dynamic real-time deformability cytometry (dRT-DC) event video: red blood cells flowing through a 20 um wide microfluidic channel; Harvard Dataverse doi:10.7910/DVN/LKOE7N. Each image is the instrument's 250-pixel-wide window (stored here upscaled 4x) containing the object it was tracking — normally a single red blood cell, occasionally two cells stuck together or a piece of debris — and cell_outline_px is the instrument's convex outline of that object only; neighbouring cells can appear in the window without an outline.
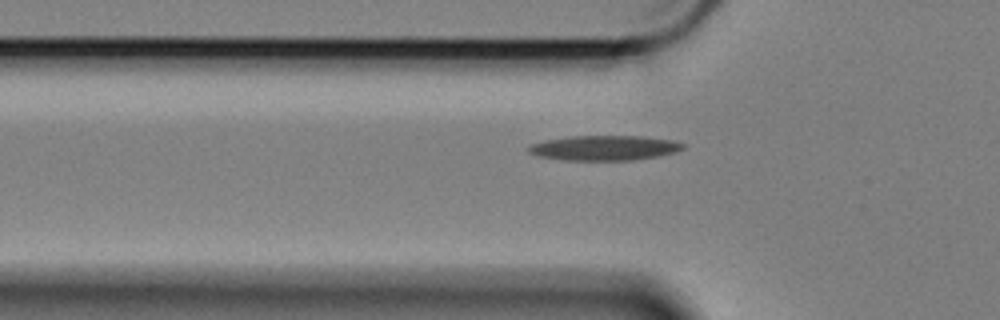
{"species": "Egyptian fruit bat (a non-hibernating species)", "species_latin": "Rousettus aegyptiacus", "temperature_condition": "cold", "stored_images_in_passage": 37, "camera_frame_rate_fps": 3000, "um_per_image_px": 0.085, "animal": {"sex": "female"}, "frame": {"image": 1, "passage_image": 5, "time_ms": 1.333, "image_size_px": [1000, 320], "cell_outline_px": [[684, 148], [672, 152], [656, 156], [632, 160], [564, 160], [540, 156], [528, 152], [528, 148], [532, 144], [544, 140], [572, 136], [644, 136], [672, 140], [684, 144]], "centroid_in_image_um": [51.35, 12.56], "position_along_channel_um": 74.5, "area_um2": 22.14}}
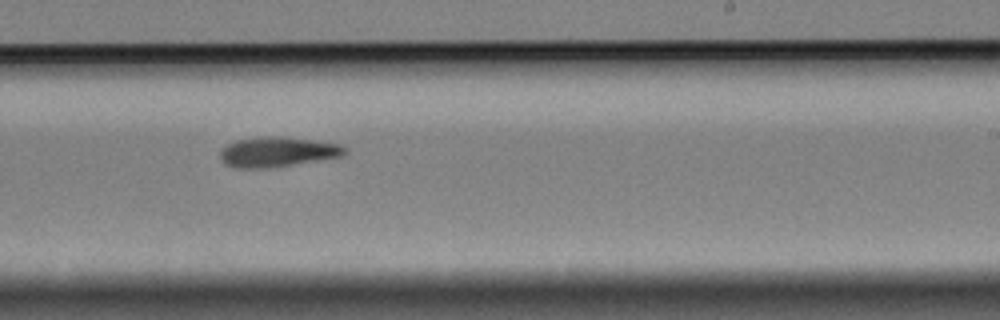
{"frame": {"image": 2, "passage_image": 22, "time_ms": 7.0, "image_size_px": [1000, 320], "cell_outline_px": [[348, 152], [340, 156], [268, 168], [236, 168], [224, 164], [220, 160], [220, 152], [228, 144], [236, 140], [264, 136], [288, 136], [316, 140], [340, 144], [348, 148]], "centroid_in_image_um": [23.58, 12.89], "position_along_channel_um": 265.4, "area_um2": 21.85}}
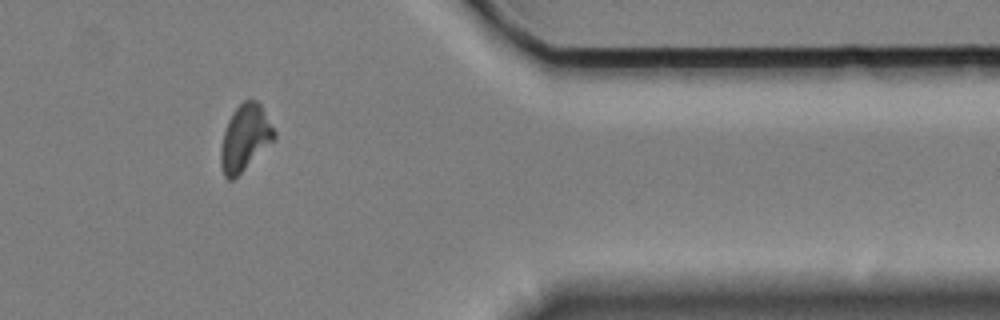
{"frame": {"image": 3, "passage_image": 35, "time_ms": 11.333, "image_size_px": [1000, 320], "cell_outline_px": [[276, 136], [232, 180], [228, 180], [224, 176], [220, 164], [220, 148], [224, 132], [228, 120], [232, 112], [248, 96], [256, 100], [260, 104], [276, 132]], "centroid_in_image_um": [20.79, 11.66], "position_along_channel_um": 390.6, "area_um2": 20.17}, "authors_computed_cell_mechanics": {"area_um2": 21.0392, "velocity_mm_per_s": 3.3624, "shape_relaxation_time_tau1_ms": null, "shape_relaxation_time_tau2_ms": 10.0687, "deformation_change_tau1": null, "deformation_change_tau2": 0.1861}}